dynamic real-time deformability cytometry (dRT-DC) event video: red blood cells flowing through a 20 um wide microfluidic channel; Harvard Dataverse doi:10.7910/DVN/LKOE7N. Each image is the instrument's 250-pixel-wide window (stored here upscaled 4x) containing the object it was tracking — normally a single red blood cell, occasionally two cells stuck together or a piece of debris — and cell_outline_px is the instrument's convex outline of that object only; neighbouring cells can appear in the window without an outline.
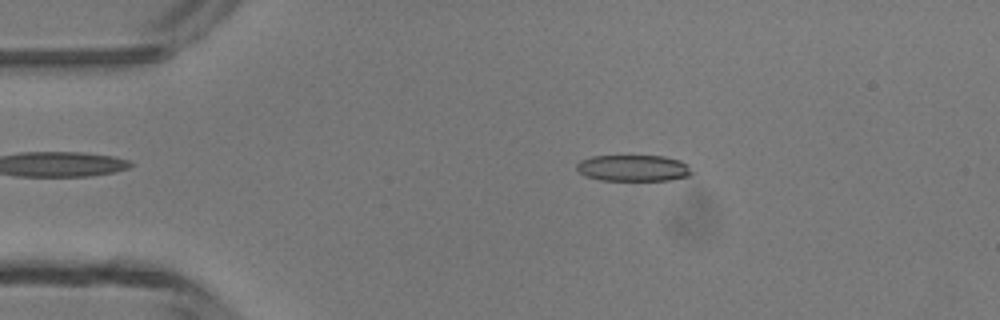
{"species": "common noctule bat (a hibernating species)", "species_latin": "Nyctalus noctula", "temperature_condition": "room temperature", "stored_images_in_passage": 2, "camera_frame_rate_fps": 3000, "um_per_image_px": 0.085, "animal": {"sex": "male", "body_mass_g": 13.3}, "frame": {"image": 1, "passage_image": 1, "time_ms": 0.0, "image_size_px": [1000, 320], "cell_outline_px": [[692, 172], [688, 176], [668, 180], [600, 180], [584, 176], [576, 168], [576, 164], [580, 160], [592, 156], [664, 156], [680, 160], [688, 164]], "centroid_in_image_um": [53.81, 14.28], "position_along_channel_um": 31.2, "area_um2": 17.69}}